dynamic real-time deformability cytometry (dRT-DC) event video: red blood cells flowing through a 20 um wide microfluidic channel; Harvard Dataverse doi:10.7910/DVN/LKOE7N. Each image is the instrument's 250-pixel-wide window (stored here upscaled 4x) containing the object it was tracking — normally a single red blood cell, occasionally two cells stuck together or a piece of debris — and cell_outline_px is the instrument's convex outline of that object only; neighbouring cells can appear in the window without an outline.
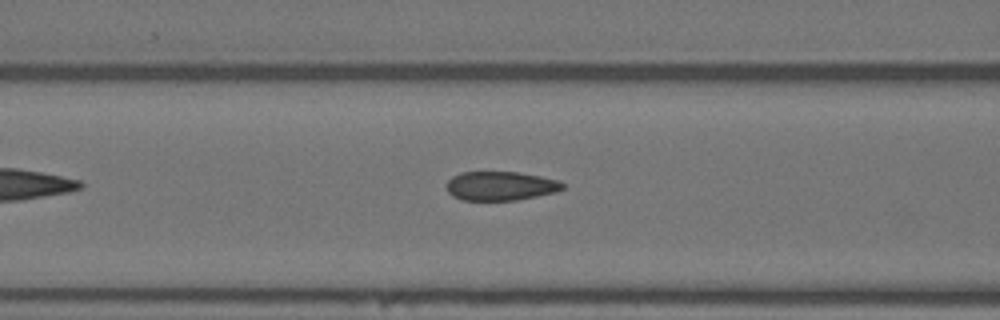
{"species": "Egyptian fruit bat (a non-hibernating species)", "species_latin": "Rousettus aegyptiacus", "temperature_condition": "warm", "stored_images_in_passage": 13, "camera_frame_rate_fps": 3000, "um_per_image_px": 0.085, "animal": {"sex": "female"}, "frame": {"image": 1, "passage_image": 11, "time_ms": 3.333, "image_size_px": [1000, 320], "cell_outline_px": [[564, 188], [556, 192], [516, 200], [460, 200], [452, 196], [448, 192], [448, 180], [452, 176], [460, 172], [520, 172], [560, 180], [564, 184]], "centroid_in_image_um": [42.55, 15.8], "position_along_channel_um": 124.0, "area_um2": 19.71}}